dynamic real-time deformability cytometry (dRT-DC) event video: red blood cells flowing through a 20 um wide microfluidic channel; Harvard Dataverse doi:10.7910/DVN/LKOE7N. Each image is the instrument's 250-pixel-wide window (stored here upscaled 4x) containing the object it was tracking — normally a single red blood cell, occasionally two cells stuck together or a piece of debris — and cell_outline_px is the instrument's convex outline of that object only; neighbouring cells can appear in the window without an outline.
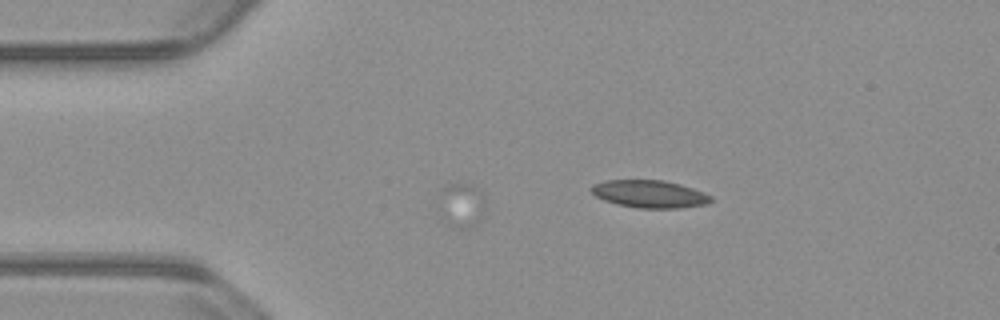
{"species": "common noctule bat (a hibernating species)", "species_latin": "Nyctalus noctula", "temperature_condition": "warm", "stored_images_in_passage": 9, "segment_of_instrument_passage": [1, 2], "camera_frame_rate_fps": 3000, "um_per_image_px": 0.085, "animal": {"sex": "male", "body_mass_g": 23.1, "forearm_length_mm": 52.7}, "frame": {"image": 1, "passage_image": 8, "time_ms": 2.333, "image_size_px": [1000, 320], "cell_outline_px": [[484, 216], [476, 224], [468, 228], [452, 228], [448, 224], [444, 216], [440, 192], [448, 184], [472, 184], [484, 196]], "centroid_in_image_um": [39.3, 17.45], "position_along_channel_um": 45.7, "area_um2": 11.68}}